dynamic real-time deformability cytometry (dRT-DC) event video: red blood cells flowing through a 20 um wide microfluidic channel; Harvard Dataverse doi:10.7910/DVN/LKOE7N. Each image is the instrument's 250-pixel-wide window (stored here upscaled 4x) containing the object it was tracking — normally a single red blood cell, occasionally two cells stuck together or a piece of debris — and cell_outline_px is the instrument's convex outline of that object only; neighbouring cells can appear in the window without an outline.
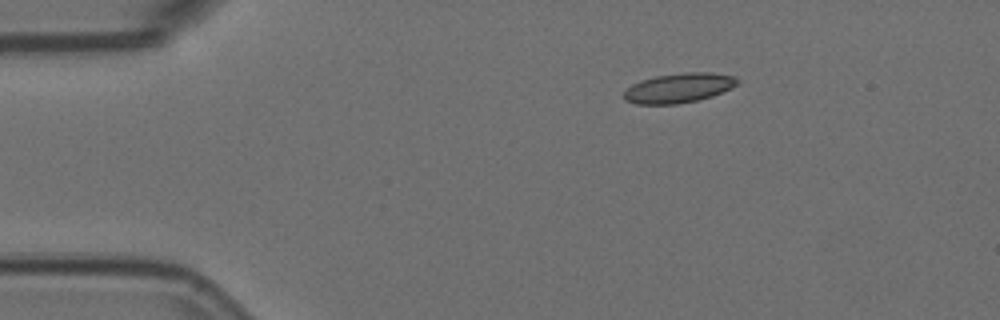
{"species": "Egyptian fruit bat (a non-hibernating species)", "species_latin": "Rousettus aegyptiacus", "temperature_condition": "room temperature", "stored_images_in_passage": 4, "camera_frame_rate_fps": 3000, "um_per_image_px": 0.085, "animal": {"sex": "female"}, "frame": {"image": 1, "passage_image": 4, "time_ms": 1.0, "image_size_px": [1000, 320], "cell_outline_px": [[740, 80], [732, 88], [712, 96], [696, 100], [676, 104], [636, 104], [624, 100], [624, 92], [632, 84], [640, 80], [656, 76], [684, 72], [712, 72], [736, 76]], "centroid_in_image_um": [57.71, 7.46], "position_along_channel_um": 27.3, "area_um2": 19.65}}